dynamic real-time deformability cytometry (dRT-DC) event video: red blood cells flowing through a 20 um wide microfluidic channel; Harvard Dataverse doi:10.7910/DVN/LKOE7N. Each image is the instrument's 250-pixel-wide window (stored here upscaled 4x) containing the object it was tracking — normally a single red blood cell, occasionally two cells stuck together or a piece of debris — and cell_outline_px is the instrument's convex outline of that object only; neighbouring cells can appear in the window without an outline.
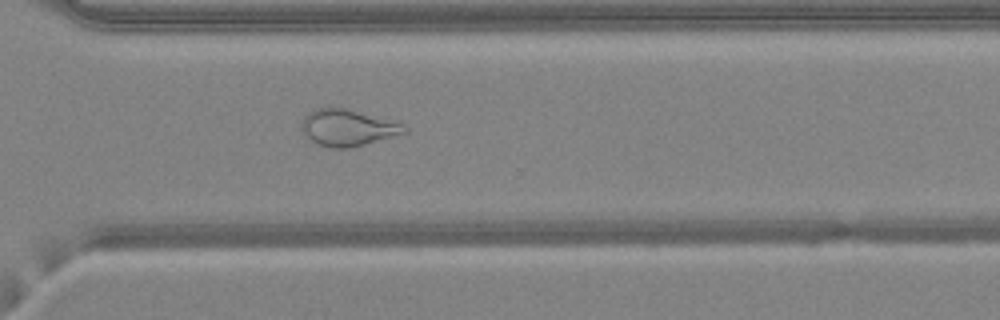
{"species": "common noctule bat (a hibernating species)", "species_latin": "Nyctalus noctula", "temperature_condition": "warm", "stored_images_in_passage": 48, "camera_frame_rate_fps": 3000, "um_per_image_px": 0.085, "animal": {"sex": "female", "body_mass_g": 24.6, "forearm_length_mm": 56.2}, "frame": {"image": 1, "passage_image": 35, "time_ms": 11.333, "image_size_px": [1000, 320], "cell_outline_px": [[408, 132], [364, 144], [348, 148], [336, 148], [320, 144], [304, 136], [300, 128], [300, 124], [304, 116], [308, 112], [316, 108], [328, 104], [332, 104], [404, 124], [408, 128]], "centroid_in_image_um": [29.49, 10.8], "position_along_channel_um": 341.1, "area_um2": 22.2}}
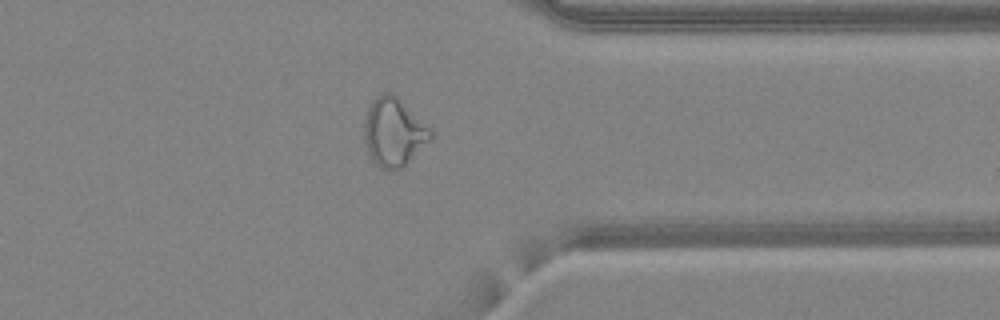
{"frame": {"image": 2, "passage_image": 38, "time_ms": 12.333, "image_size_px": [1000, 320], "cell_outline_px": [[432, 140], [404, 168], [380, 168], [372, 160], [368, 152], [364, 140], [364, 120], [368, 108], [372, 100], [376, 96], [384, 92], [392, 92], [432, 128]], "centroid_in_image_um": [33.5, 11.23], "position_along_channel_um": 377.9, "area_um2": 26.82}}
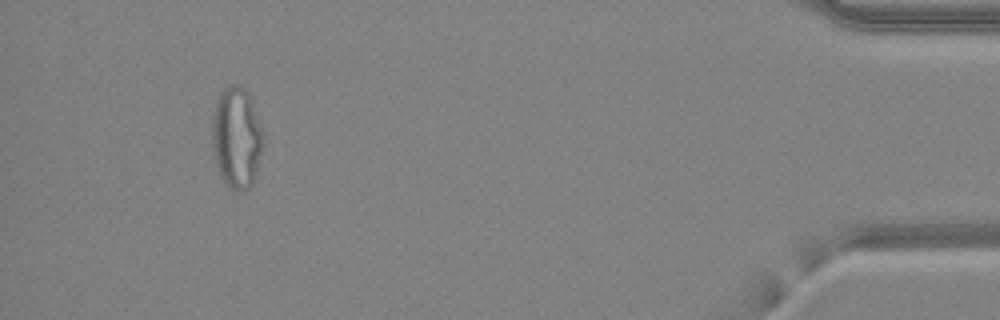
{"frame": {"image": 3, "passage_image": 45, "time_ms": 14.667, "image_size_px": [1000, 320], "cell_outline_px": [[264, 140], [252, 188], [244, 192], [236, 192], [220, 176], [216, 164], [212, 148], [212, 112], [216, 100], [220, 92], [224, 88], [232, 84], [240, 84], [248, 92], [264, 132]], "centroid_in_image_um": [20.11, 11.7], "position_along_channel_um": 415.1, "area_um2": 30.69}, "authors_computed_cell_mechanics": {"area_um2": 28.3509, "velocity_mm_per_s": 4.2832, "shape_relaxation_time_tau1_ms": null, "shape_relaxation_time_tau2_ms": 1.7081, "deformation_change_tau1": null, "deformation_change_tau2": 0.1023}}